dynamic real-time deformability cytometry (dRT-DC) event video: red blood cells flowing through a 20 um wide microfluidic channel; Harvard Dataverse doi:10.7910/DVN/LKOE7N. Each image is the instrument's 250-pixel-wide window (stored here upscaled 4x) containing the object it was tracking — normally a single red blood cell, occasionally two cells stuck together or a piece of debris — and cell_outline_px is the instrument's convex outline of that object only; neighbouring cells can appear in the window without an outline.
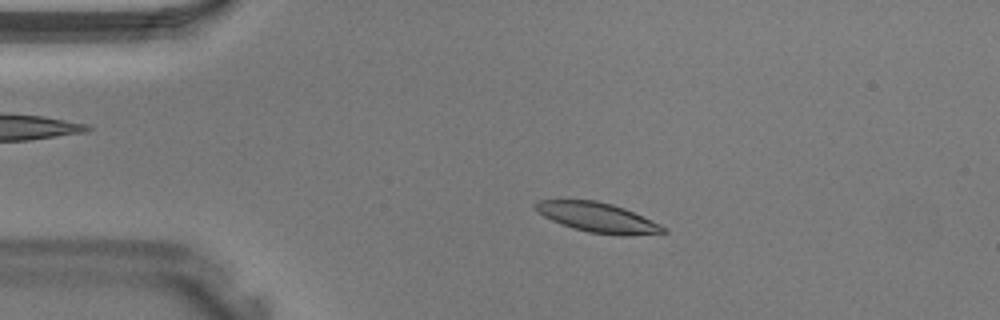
{"species": "Egyptian fruit bat (a non-hibernating species)", "species_latin": "Rousettus aegyptiacus", "temperature_condition": "warm", "stored_images_in_passage": 33, "camera_frame_rate_fps": 3000, "um_per_image_px": 0.085, "animal": {"sex": "male"}, "frame": {"image": 1, "passage_image": 1, "time_ms": 0.0, "image_size_px": [1000, 320], "cell_outline_px": [[668, 232], [628, 236], [620, 236], [588, 232], [572, 228], [552, 220], [544, 216], [532, 204], [536, 200], [596, 200], [612, 204], [624, 208], [660, 224], [668, 228]], "centroid_in_image_um": [50.83, 18.49], "position_along_channel_um": 34.2, "area_um2": 22.14}}
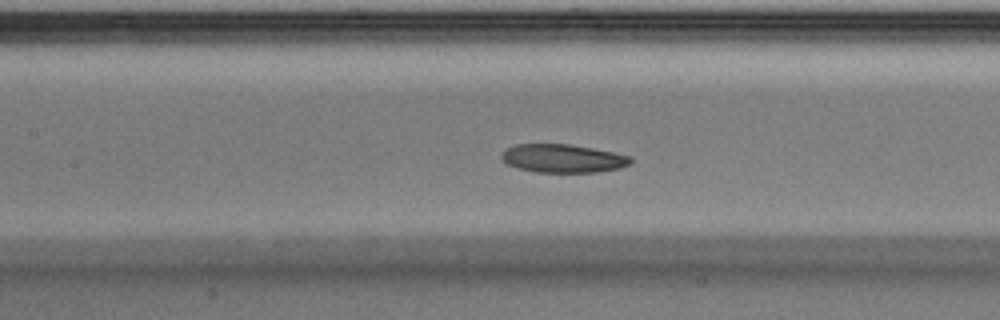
{"frame": {"image": 2, "passage_image": 11, "time_ms": 3.333, "image_size_px": [1000, 320], "cell_outline_px": [[632, 164], [620, 168], [596, 172], [536, 172], [516, 168], [508, 164], [500, 156], [500, 152], [516, 144], [568, 144], [592, 148], [632, 156]], "centroid_in_image_um": [47.85, 13.47], "position_along_channel_um": 159.5, "area_um2": 21.39}}
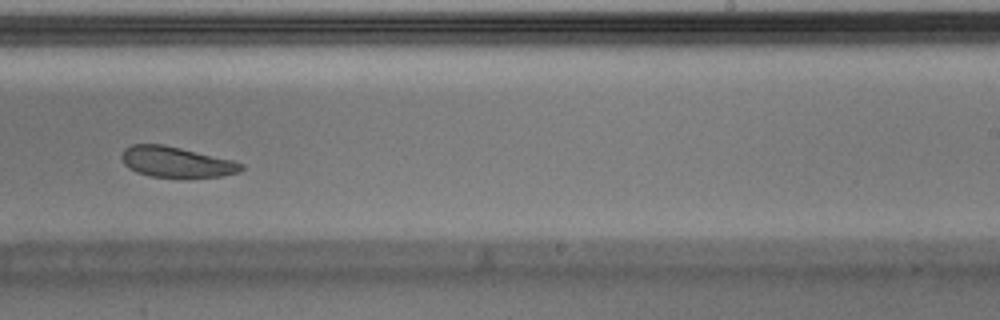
{"frame": {"image": 3, "passage_image": 18, "time_ms": 5.667, "image_size_px": [1000, 320], "cell_outline_px": [[244, 168], [240, 172], [220, 176], [152, 176], [136, 172], [128, 168], [124, 164], [120, 156], [124, 148], [132, 144], [164, 144], [232, 160], [244, 164]], "centroid_in_image_um": [14.95, 13.75], "position_along_channel_um": 274.1, "area_um2": 21.04}}